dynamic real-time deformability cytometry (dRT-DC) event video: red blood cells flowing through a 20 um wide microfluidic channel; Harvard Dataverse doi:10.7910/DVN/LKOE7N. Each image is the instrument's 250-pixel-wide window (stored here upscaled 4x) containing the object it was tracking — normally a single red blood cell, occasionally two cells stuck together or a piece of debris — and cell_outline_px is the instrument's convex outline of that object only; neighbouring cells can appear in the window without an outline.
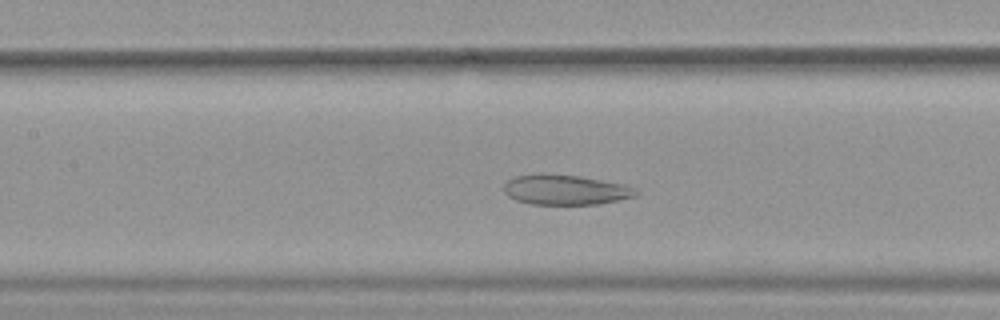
{"species": "common noctule bat (a hibernating species)", "species_latin": "Nyctalus noctula", "temperature_condition": "warm", "stored_images_in_passage": 41, "camera_frame_rate_fps": 3000, "um_per_image_px": 0.085, "animal": {"sex": "female", "body_mass_g": 19.9}, "frame": {"image": 1, "passage_image": 17, "time_ms": 5.333, "image_size_px": [1000, 320], "cell_outline_px": [[640, 192], [636, 196], [600, 204], [528, 204], [516, 200], [508, 196], [504, 192], [504, 184], [508, 180], [516, 176], [540, 172], [544, 172], [580, 176], [620, 184], [636, 188]], "centroid_in_image_um": [48.03, 16.12], "position_along_channel_um": 159.4, "area_um2": 23.35}}
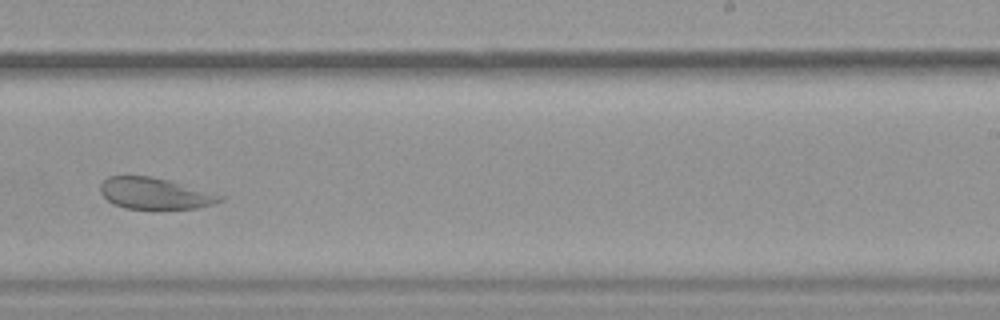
{"frame": {"image": 2, "passage_image": 26, "time_ms": 8.333, "image_size_px": [1000, 320], "cell_outline_px": [[224, 200], [212, 204], [196, 208], [124, 208], [112, 204], [100, 192], [100, 184], [108, 176], [152, 176], [168, 180], [224, 196]], "centroid_in_image_um": [13.12, 16.43], "position_along_channel_um": 275.9, "area_um2": 21.56}}
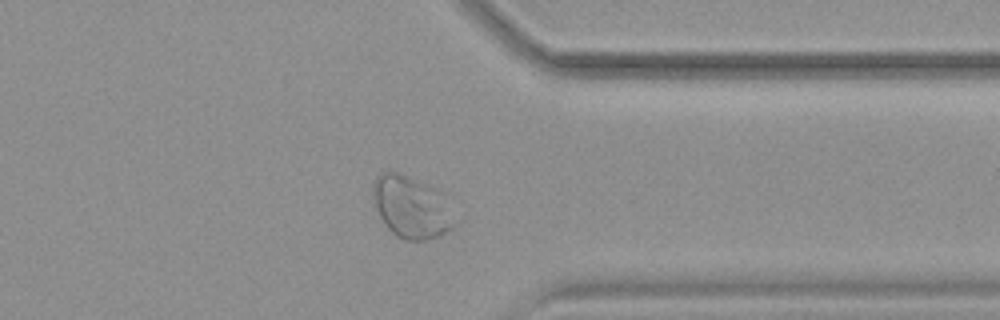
{"frame": {"image": 3, "passage_image": 34, "time_ms": 11.0, "image_size_px": [1000, 320], "cell_outline_px": [[460, 220], [452, 228], [436, 236], [424, 240], [404, 240], [396, 236], [384, 224], [376, 208], [372, 196], [372, 184], [376, 176], [380, 172], [400, 172], [440, 192]], "centroid_in_image_um": [34.97, 17.61], "position_along_channel_um": 376.4, "area_um2": 29.65}}